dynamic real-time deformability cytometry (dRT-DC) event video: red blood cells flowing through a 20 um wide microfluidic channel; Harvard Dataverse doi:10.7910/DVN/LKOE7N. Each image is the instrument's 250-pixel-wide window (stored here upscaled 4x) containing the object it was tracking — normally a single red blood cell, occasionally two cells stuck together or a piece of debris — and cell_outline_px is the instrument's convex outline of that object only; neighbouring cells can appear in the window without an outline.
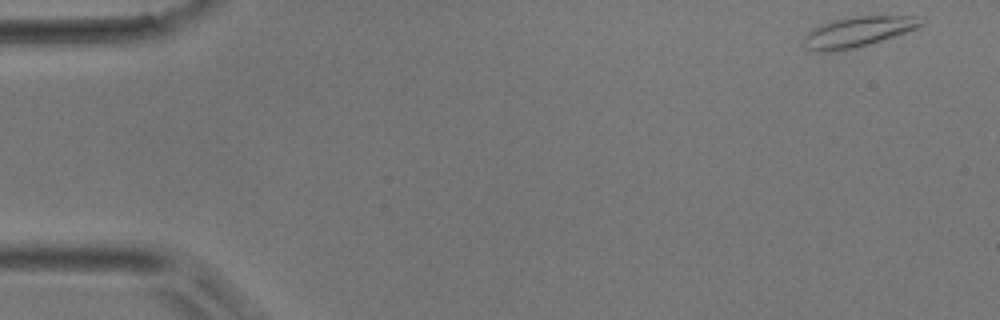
{"species": "common noctule bat (a hibernating species)", "species_latin": "Nyctalus noctula", "temperature_condition": "room temperature", "stored_images_in_passage": 49, "camera_frame_rate_fps": 3000, "um_per_image_px": 0.085, "animal": {"sex": "male", "body_mass_g": 17.9}, "frame": {"image": 1, "passage_image": 1, "time_ms": 0.0, "image_size_px": [1000, 320], "cell_outline_px": [[924, 24], [916, 28], [868, 44], [852, 48], [824, 52], [820, 52], [804, 48], [804, 36], [808, 32], [816, 28], [836, 20], [856, 16], [916, 16]], "centroid_in_image_um": [72.89, 2.71], "position_along_channel_um": 12.1, "area_um2": 19.83}}
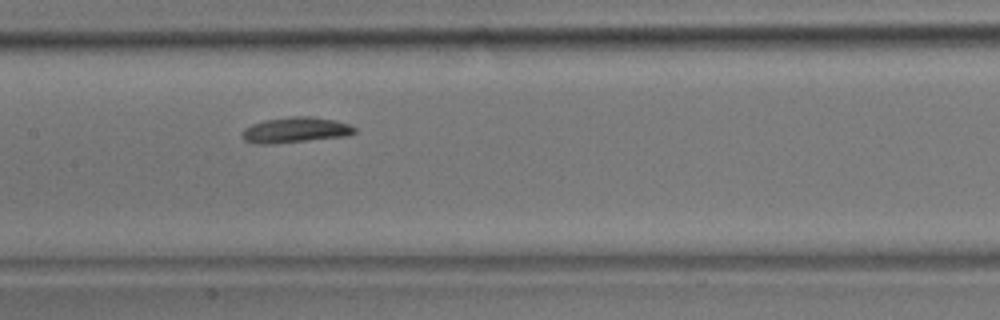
{"frame": {"image": 2, "passage_image": 23, "time_ms": 7.333, "image_size_px": [1000, 320], "cell_outline_px": [[356, 132], [348, 136], [272, 144], [252, 144], [244, 140], [240, 136], [240, 132], [244, 128], [252, 124], [264, 120], [288, 116], [308, 116], [336, 120], [348, 124], [356, 128]], "centroid_in_image_um": [25.06, 11.05], "position_along_channel_um": 182.3, "area_um2": 17.05}}
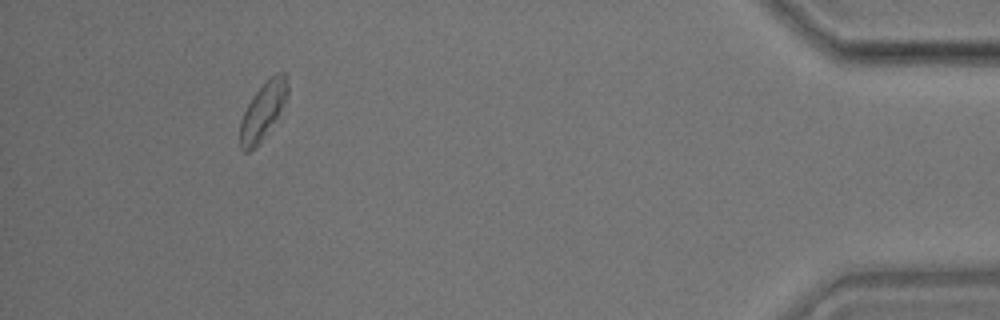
{"frame": {"image": 3, "passage_image": 45, "time_ms": 14.667, "image_size_px": [1000, 320], "cell_outline_px": [[288, 96], [276, 116], [260, 140], [248, 152], [244, 152], [240, 148], [240, 120], [248, 104], [256, 92], [276, 72], [284, 72], [288, 84]], "centroid_in_image_um": [22.33, 9.4], "position_along_channel_um": 412.9, "area_um2": 14.97}}